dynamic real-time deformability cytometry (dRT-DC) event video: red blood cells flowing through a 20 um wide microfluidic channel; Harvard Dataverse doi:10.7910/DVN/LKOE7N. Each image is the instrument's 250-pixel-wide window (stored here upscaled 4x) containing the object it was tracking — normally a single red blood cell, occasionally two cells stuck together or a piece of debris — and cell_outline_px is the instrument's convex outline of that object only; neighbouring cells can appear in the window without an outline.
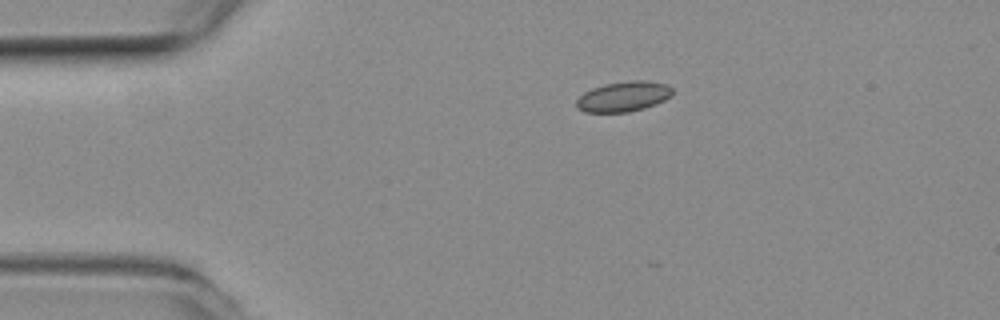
{"species": "common noctule bat (a hibernating species)", "species_latin": "Nyctalus noctula", "temperature_condition": "room temperature", "stored_images_in_passage": 5, "camera_frame_rate_fps": 3000, "um_per_image_px": 0.085, "animal": {"sex": "female", "body_mass_g": 19.3, "forearm_length_mm": 54.1}, "frame": {"image": 1, "passage_image": 1, "time_ms": 0.0, "image_size_px": [1000, 320], "cell_outline_px": [[672, 96], [656, 104], [644, 108], [628, 112], [584, 112], [576, 108], [576, 100], [584, 92], [592, 88], [604, 84], [636, 80], [644, 80], [668, 84], [672, 88]], "centroid_in_image_um": [52.99, 8.21], "position_along_channel_um": 32.0, "area_um2": 16.94}}